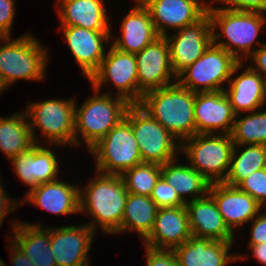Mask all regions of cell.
<instances>
[{"instance_id": "1", "label": "cell", "mask_w": 266, "mask_h": 266, "mask_svg": "<svg viewBox=\"0 0 266 266\" xmlns=\"http://www.w3.org/2000/svg\"><path fill=\"white\" fill-rule=\"evenodd\" d=\"M97 174L81 188L79 187V212L88 213L92 222L87 223L107 234H115L121 227L128 191L121 175Z\"/></svg>"}, {"instance_id": "2", "label": "cell", "mask_w": 266, "mask_h": 266, "mask_svg": "<svg viewBox=\"0 0 266 266\" xmlns=\"http://www.w3.org/2000/svg\"><path fill=\"white\" fill-rule=\"evenodd\" d=\"M207 12L211 18L213 43L225 49L239 62H244L254 52L255 45L259 47L264 44L256 40L266 23L264 13L214 7L213 4Z\"/></svg>"}, {"instance_id": "3", "label": "cell", "mask_w": 266, "mask_h": 266, "mask_svg": "<svg viewBox=\"0 0 266 266\" xmlns=\"http://www.w3.org/2000/svg\"><path fill=\"white\" fill-rule=\"evenodd\" d=\"M195 96L176 81L145 93L139 105L182 143L196 134Z\"/></svg>"}, {"instance_id": "4", "label": "cell", "mask_w": 266, "mask_h": 266, "mask_svg": "<svg viewBox=\"0 0 266 266\" xmlns=\"http://www.w3.org/2000/svg\"><path fill=\"white\" fill-rule=\"evenodd\" d=\"M40 43L30 33L15 39L0 37V82L5 89L18 79L44 80L50 57L48 49Z\"/></svg>"}, {"instance_id": "5", "label": "cell", "mask_w": 266, "mask_h": 266, "mask_svg": "<svg viewBox=\"0 0 266 266\" xmlns=\"http://www.w3.org/2000/svg\"><path fill=\"white\" fill-rule=\"evenodd\" d=\"M93 90L94 95L81 106L75 103L74 143L78 147L83 140L88 150L125 118L131 105L122 97H114L109 92L100 95V91Z\"/></svg>"}, {"instance_id": "6", "label": "cell", "mask_w": 266, "mask_h": 266, "mask_svg": "<svg viewBox=\"0 0 266 266\" xmlns=\"http://www.w3.org/2000/svg\"><path fill=\"white\" fill-rule=\"evenodd\" d=\"M75 102H77L75 98L29 102L25 111L35 144L41 142L40 138L46 137L49 146H68L67 144L75 146ZM36 128L42 133V137H39V139L36 136Z\"/></svg>"}, {"instance_id": "7", "label": "cell", "mask_w": 266, "mask_h": 266, "mask_svg": "<svg viewBox=\"0 0 266 266\" xmlns=\"http://www.w3.org/2000/svg\"><path fill=\"white\" fill-rule=\"evenodd\" d=\"M233 148L228 134H195L181 143L180 153L212 184L225 181Z\"/></svg>"}, {"instance_id": "8", "label": "cell", "mask_w": 266, "mask_h": 266, "mask_svg": "<svg viewBox=\"0 0 266 266\" xmlns=\"http://www.w3.org/2000/svg\"><path fill=\"white\" fill-rule=\"evenodd\" d=\"M125 119L137 139L142 162L163 165L178 158L181 143L139 104L129 106Z\"/></svg>"}, {"instance_id": "9", "label": "cell", "mask_w": 266, "mask_h": 266, "mask_svg": "<svg viewBox=\"0 0 266 266\" xmlns=\"http://www.w3.org/2000/svg\"><path fill=\"white\" fill-rule=\"evenodd\" d=\"M96 160V171L122 175L142 163L131 124L124 118L88 150Z\"/></svg>"}, {"instance_id": "10", "label": "cell", "mask_w": 266, "mask_h": 266, "mask_svg": "<svg viewBox=\"0 0 266 266\" xmlns=\"http://www.w3.org/2000/svg\"><path fill=\"white\" fill-rule=\"evenodd\" d=\"M239 63L234 56L212 42L200 58L177 76V82L195 93L224 91L222 85L229 82Z\"/></svg>"}, {"instance_id": "11", "label": "cell", "mask_w": 266, "mask_h": 266, "mask_svg": "<svg viewBox=\"0 0 266 266\" xmlns=\"http://www.w3.org/2000/svg\"><path fill=\"white\" fill-rule=\"evenodd\" d=\"M93 89L112 84L118 90L116 96L126 99L130 104H138V75L135 54L118 50L111 45L101 61L98 70L90 77Z\"/></svg>"}, {"instance_id": "12", "label": "cell", "mask_w": 266, "mask_h": 266, "mask_svg": "<svg viewBox=\"0 0 266 266\" xmlns=\"http://www.w3.org/2000/svg\"><path fill=\"white\" fill-rule=\"evenodd\" d=\"M176 31L174 35L164 37L169 46L172 69L178 76L200 58L213 42L211 18L206 12L195 23Z\"/></svg>"}, {"instance_id": "13", "label": "cell", "mask_w": 266, "mask_h": 266, "mask_svg": "<svg viewBox=\"0 0 266 266\" xmlns=\"http://www.w3.org/2000/svg\"><path fill=\"white\" fill-rule=\"evenodd\" d=\"M135 58L138 75V104L145 93L166 87L177 81L165 37L157 38L141 52L136 53Z\"/></svg>"}, {"instance_id": "14", "label": "cell", "mask_w": 266, "mask_h": 266, "mask_svg": "<svg viewBox=\"0 0 266 266\" xmlns=\"http://www.w3.org/2000/svg\"><path fill=\"white\" fill-rule=\"evenodd\" d=\"M94 233L87 224L50 227V248L57 266H90ZM88 258V259H87Z\"/></svg>"}, {"instance_id": "15", "label": "cell", "mask_w": 266, "mask_h": 266, "mask_svg": "<svg viewBox=\"0 0 266 266\" xmlns=\"http://www.w3.org/2000/svg\"><path fill=\"white\" fill-rule=\"evenodd\" d=\"M75 61L88 80L98 70L111 43V31H94L78 26H60Z\"/></svg>"}, {"instance_id": "16", "label": "cell", "mask_w": 266, "mask_h": 266, "mask_svg": "<svg viewBox=\"0 0 266 266\" xmlns=\"http://www.w3.org/2000/svg\"><path fill=\"white\" fill-rule=\"evenodd\" d=\"M194 118L196 134L230 135L236 114L223 90L199 92L195 96Z\"/></svg>"}, {"instance_id": "17", "label": "cell", "mask_w": 266, "mask_h": 266, "mask_svg": "<svg viewBox=\"0 0 266 266\" xmlns=\"http://www.w3.org/2000/svg\"><path fill=\"white\" fill-rule=\"evenodd\" d=\"M192 236L186 206L160 208L144 246L157 250H174Z\"/></svg>"}, {"instance_id": "18", "label": "cell", "mask_w": 266, "mask_h": 266, "mask_svg": "<svg viewBox=\"0 0 266 266\" xmlns=\"http://www.w3.org/2000/svg\"><path fill=\"white\" fill-rule=\"evenodd\" d=\"M150 12L159 36L195 23L207 9L198 0H141ZM167 28V29H166Z\"/></svg>"}, {"instance_id": "19", "label": "cell", "mask_w": 266, "mask_h": 266, "mask_svg": "<svg viewBox=\"0 0 266 266\" xmlns=\"http://www.w3.org/2000/svg\"><path fill=\"white\" fill-rule=\"evenodd\" d=\"M233 243L191 236L173 251L179 266H228L233 261L247 257L238 253L230 254Z\"/></svg>"}, {"instance_id": "20", "label": "cell", "mask_w": 266, "mask_h": 266, "mask_svg": "<svg viewBox=\"0 0 266 266\" xmlns=\"http://www.w3.org/2000/svg\"><path fill=\"white\" fill-rule=\"evenodd\" d=\"M209 194L215 200L222 218L233 233L235 228L251 222L263 208L248 193L224 182L212 183Z\"/></svg>"}, {"instance_id": "21", "label": "cell", "mask_w": 266, "mask_h": 266, "mask_svg": "<svg viewBox=\"0 0 266 266\" xmlns=\"http://www.w3.org/2000/svg\"><path fill=\"white\" fill-rule=\"evenodd\" d=\"M135 3L129 13L121 18V36L115 38L111 33V45L120 51L132 54L141 52L160 37L147 7L141 0H135Z\"/></svg>"}, {"instance_id": "22", "label": "cell", "mask_w": 266, "mask_h": 266, "mask_svg": "<svg viewBox=\"0 0 266 266\" xmlns=\"http://www.w3.org/2000/svg\"><path fill=\"white\" fill-rule=\"evenodd\" d=\"M16 176L30 190L46 182L57 180L59 163L50 147L35 144L28 151L10 159Z\"/></svg>"}, {"instance_id": "23", "label": "cell", "mask_w": 266, "mask_h": 266, "mask_svg": "<svg viewBox=\"0 0 266 266\" xmlns=\"http://www.w3.org/2000/svg\"><path fill=\"white\" fill-rule=\"evenodd\" d=\"M30 203L58 216L80 213L79 186L59 179L42 183L28 190L21 201V205Z\"/></svg>"}, {"instance_id": "24", "label": "cell", "mask_w": 266, "mask_h": 266, "mask_svg": "<svg viewBox=\"0 0 266 266\" xmlns=\"http://www.w3.org/2000/svg\"><path fill=\"white\" fill-rule=\"evenodd\" d=\"M192 236L215 241L235 242L233 233L225 223L213 197L208 193L202 198L185 204Z\"/></svg>"}, {"instance_id": "25", "label": "cell", "mask_w": 266, "mask_h": 266, "mask_svg": "<svg viewBox=\"0 0 266 266\" xmlns=\"http://www.w3.org/2000/svg\"><path fill=\"white\" fill-rule=\"evenodd\" d=\"M243 65L244 63L240 62L234 68L228 82L230 84L224 90L236 115L263 109L266 104L264 78L258 72L247 67L236 76Z\"/></svg>"}, {"instance_id": "26", "label": "cell", "mask_w": 266, "mask_h": 266, "mask_svg": "<svg viewBox=\"0 0 266 266\" xmlns=\"http://www.w3.org/2000/svg\"><path fill=\"white\" fill-rule=\"evenodd\" d=\"M11 221L13 235L9 238L34 266H57L50 248L49 226L45 229L40 223Z\"/></svg>"}, {"instance_id": "27", "label": "cell", "mask_w": 266, "mask_h": 266, "mask_svg": "<svg viewBox=\"0 0 266 266\" xmlns=\"http://www.w3.org/2000/svg\"><path fill=\"white\" fill-rule=\"evenodd\" d=\"M56 6L60 26L111 31L103 0H58Z\"/></svg>"}, {"instance_id": "28", "label": "cell", "mask_w": 266, "mask_h": 266, "mask_svg": "<svg viewBox=\"0 0 266 266\" xmlns=\"http://www.w3.org/2000/svg\"><path fill=\"white\" fill-rule=\"evenodd\" d=\"M178 158L161 165V176L186 204L209 193L211 183L189 164H179ZM193 196L191 199L187 195Z\"/></svg>"}, {"instance_id": "29", "label": "cell", "mask_w": 266, "mask_h": 266, "mask_svg": "<svg viewBox=\"0 0 266 266\" xmlns=\"http://www.w3.org/2000/svg\"><path fill=\"white\" fill-rule=\"evenodd\" d=\"M35 145L26 111L0 117V151L10 160Z\"/></svg>"}, {"instance_id": "30", "label": "cell", "mask_w": 266, "mask_h": 266, "mask_svg": "<svg viewBox=\"0 0 266 266\" xmlns=\"http://www.w3.org/2000/svg\"><path fill=\"white\" fill-rule=\"evenodd\" d=\"M157 210L150 196L128 193L121 227L116 233L135 230L144 240L153 228Z\"/></svg>"}, {"instance_id": "31", "label": "cell", "mask_w": 266, "mask_h": 266, "mask_svg": "<svg viewBox=\"0 0 266 266\" xmlns=\"http://www.w3.org/2000/svg\"><path fill=\"white\" fill-rule=\"evenodd\" d=\"M244 147V148H243ZM239 150L241 151H237ZM264 145H234L225 184L237 187L244 179L257 170L264 169Z\"/></svg>"}, {"instance_id": "32", "label": "cell", "mask_w": 266, "mask_h": 266, "mask_svg": "<svg viewBox=\"0 0 266 266\" xmlns=\"http://www.w3.org/2000/svg\"><path fill=\"white\" fill-rule=\"evenodd\" d=\"M245 115H236L230 134L234 145H266V110L263 108Z\"/></svg>"}, {"instance_id": "33", "label": "cell", "mask_w": 266, "mask_h": 266, "mask_svg": "<svg viewBox=\"0 0 266 266\" xmlns=\"http://www.w3.org/2000/svg\"><path fill=\"white\" fill-rule=\"evenodd\" d=\"M128 193L150 196L161 177V165L142 162L121 175Z\"/></svg>"}, {"instance_id": "34", "label": "cell", "mask_w": 266, "mask_h": 266, "mask_svg": "<svg viewBox=\"0 0 266 266\" xmlns=\"http://www.w3.org/2000/svg\"><path fill=\"white\" fill-rule=\"evenodd\" d=\"M241 191L248 193L263 208H266V169L250 174L238 186Z\"/></svg>"}, {"instance_id": "35", "label": "cell", "mask_w": 266, "mask_h": 266, "mask_svg": "<svg viewBox=\"0 0 266 266\" xmlns=\"http://www.w3.org/2000/svg\"><path fill=\"white\" fill-rule=\"evenodd\" d=\"M150 198L156 203L158 209L184 206L176 190L161 176L152 190Z\"/></svg>"}, {"instance_id": "36", "label": "cell", "mask_w": 266, "mask_h": 266, "mask_svg": "<svg viewBox=\"0 0 266 266\" xmlns=\"http://www.w3.org/2000/svg\"><path fill=\"white\" fill-rule=\"evenodd\" d=\"M15 0H0V37H12L11 29L16 14Z\"/></svg>"}, {"instance_id": "37", "label": "cell", "mask_w": 266, "mask_h": 266, "mask_svg": "<svg viewBox=\"0 0 266 266\" xmlns=\"http://www.w3.org/2000/svg\"><path fill=\"white\" fill-rule=\"evenodd\" d=\"M147 266H179L173 250H157L145 246Z\"/></svg>"}, {"instance_id": "38", "label": "cell", "mask_w": 266, "mask_h": 266, "mask_svg": "<svg viewBox=\"0 0 266 266\" xmlns=\"http://www.w3.org/2000/svg\"><path fill=\"white\" fill-rule=\"evenodd\" d=\"M219 3L225 8L237 11H255L266 14V0H210ZM213 1V2H212Z\"/></svg>"}, {"instance_id": "39", "label": "cell", "mask_w": 266, "mask_h": 266, "mask_svg": "<svg viewBox=\"0 0 266 266\" xmlns=\"http://www.w3.org/2000/svg\"><path fill=\"white\" fill-rule=\"evenodd\" d=\"M251 223V238L248 244L266 243V211L259 212Z\"/></svg>"}, {"instance_id": "40", "label": "cell", "mask_w": 266, "mask_h": 266, "mask_svg": "<svg viewBox=\"0 0 266 266\" xmlns=\"http://www.w3.org/2000/svg\"><path fill=\"white\" fill-rule=\"evenodd\" d=\"M251 59L249 67L258 72L263 78H266V43L262 44L259 48L256 47L254 52L248 57Z\"/></svg>"}, {"instance_id": "41", "label": "cell", "mask_w": 266, "mask_h": 266, "mask_svg": "<svg viewBox=\"0 0 266 266\" xmlns=\"http://www.w3.org/2000/svg\"><path fill=\"white\" fill-rule=\"evenodd\" d=\"M1 177V176H0ZM0 179V226L3 224L4 220L6 219L9 213H13L14 209L18 208L21 203V200L12 199L7 196L6 190H4L3 185H1ZM19 205V206H18Z\"/></svg>"}, {"instance_id": "42", "label": "cell", "mask_w": 266, "mask_h": 266, "mask_svg": "<svg viewBox=\"0 0 266 266\" xmlns=\"http://www.w3.org/2000/svg\"><path fill=\"white\" fill-rule=\"evenodd\" d=\"M8 248H10L11 263L13 266H34L27 256L11 241ZM12 249V250H11Z\"/></svg>"}, {"instance_id": "43", "label": "cell", "mask_w": 266, "mask_h": 266, "mask_svg": "<svg viewBox=\"0 0 266 266\" xmlns=\"http://www.w3.org/2000/svg\"><path fill=\"white\" fill-rule=\"evenodd\" d=\"M249 249H251L254 258L266 266V243L260 244H247Z\"/></svg>"}, {"instance_id": "44", "label": "cell", "mask_w": 266, "mask_h": 266, "mask_svg": "<svg viewBox=\"0 0 266 266\" xmlns=\"http://www.w3.org/2000/svg\"><path fill=\"white\" fill-rule=\"evenodd\" d=\"M206 9H208L211 4L213 3H210V2H207V1H204V0H198Z\"/></svg>"}, {"instance_id": "45", "label": "cell", "mask_w": 266, "mask_h": 266, "mask_svg": "<svg viewBox=\"0 0 266 266\" xmlns=\"http://www.w3.org/2000/svg\"><path fill=\"white\" fill-rule=\"evenodd\" d=\"M264 94H265V103H266V78H264Z\"/></svg>"}, {"instance_id": "46", "label": "cell", "mask_w": 266, "mask_h": 266, "mask_svg": "<svg viewBox=\"0 0 266 266\" xmlns=\"http://www.w3.org/2000/svg\"><path fill=\"white\" fill-rule=\"evenodd\" d=\"M4 91H6V89L3 87L2 83L0 82V94H1L2 92H4Z\"/></svg>"}, {"instance_id": "47", "label": "cell", "mask_w": 266, "mask_h": 266, "mask_svg": "<svg viewBox=\"0 0 266 266\" xmlns=\"http://www.w3.org/2000/svg\"><path fill=\"white\" fill-rule=\"evenodd\" d=\"M265 147V160H264V168L266 169V145H264Z\"/></svg>"}, {"instance_id": "48", "label": "cell", "mask_w": 266, "mask_h": 266, "mask_svg": "<svg viewBox=\"0 0 266 266\" xmlns=\"http://www.w3.org/2000/svg\"><path fill=\"white\" fill-rule=\"evenodd\" d=\"M0 266H6V263L2 259H0Z\"/></svg>"}]
</instances>
